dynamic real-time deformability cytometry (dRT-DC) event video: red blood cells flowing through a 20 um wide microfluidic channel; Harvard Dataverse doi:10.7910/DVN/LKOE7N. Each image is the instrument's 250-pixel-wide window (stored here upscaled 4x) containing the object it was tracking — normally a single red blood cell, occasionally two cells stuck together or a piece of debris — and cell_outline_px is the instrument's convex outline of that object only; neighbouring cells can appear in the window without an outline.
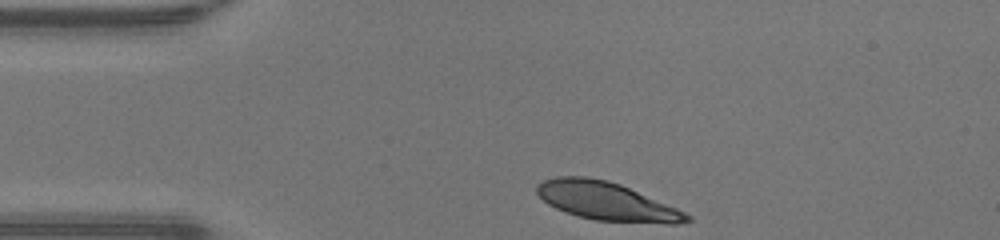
{"species": "human", "species_latin": "Homo sapiens", "temperature_condition": "warm", "stored_images_in_passage": 30, "camera_frame_rate_fps": 3000, "um_per_image_px": 0.085, "donor": {"sex": "male"}, "frame": {"image": 1, "passage_image": 1, "time_ms": 0.0, "image_size_px": [1000, 240], "cell_outline_px": [[692, 220], [676, 224], [668, 224], [596, 220], [564, 212], [548, 204], [536, 192], [536, 184], [544, 180], [556, 176], [588, 176], [608, 180], [620, 184], [676, 208], [692, 216]], "centroid_in_image_um": [51.54, 17.1], "position_along_channel_um": 33.5, "area_um2": 33.29}}
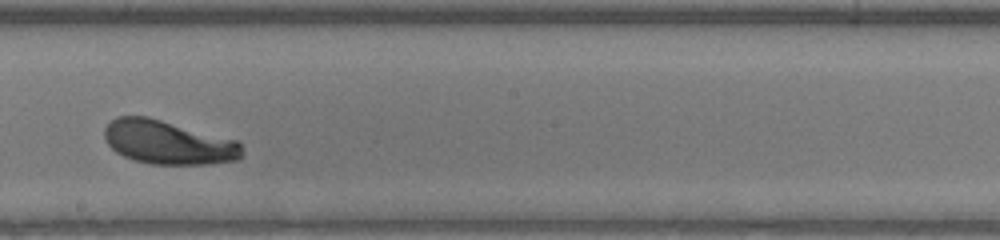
{"frame": {"image": 2, "passage_image": 18, "time_ms": 5.667, "image_size_px": [1000, 240], "cell_outline_px": [[244, 152], [240, 160], [208, 164], [152, 164], [136, 160], [124, 156], [116, 152], [108, 144], [104, 136], [104, 128], [116, 116], [148, 116], [240, 140], [244, 148]], "centroid_in_image_um": [14.37, 12.09], "position_along_channel_um": 233.8, "area_um2": 35.6}}
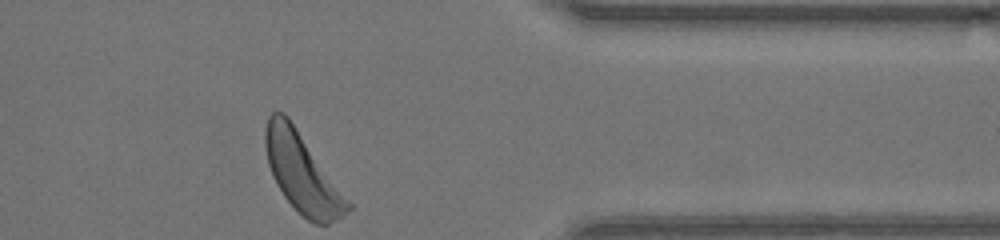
{"frame": {"image": 3, "passage_image": 30, "time_ms": 9.667, "image_size_px": [1000, 240], "cell_outline_px": [[352, 208], [344, 216], [328, 224], [316, 224], [308, 220], [284, 196], [276, 184], [272, 176], [268, 164], [264, 144], [264, 132], [268, 116], [272, 112], [284, 112], [288, 116], [352, 204]], "centroid_in_image_um": [25.68, 14.69], "position_along_channel_um": 385.7, "area_um2": 37.69}, "authors_computed_cell_mechanics": {"area_um2": 35.4314, "velocity_mm_per_s": 4.2856, "shape_relaxation_time_tau1_ms": 2.274, "shape_relaxation_time_tau2_ms": null, "deformation_change_tau1": 0.1582, "deformation_change_tau2": null}}